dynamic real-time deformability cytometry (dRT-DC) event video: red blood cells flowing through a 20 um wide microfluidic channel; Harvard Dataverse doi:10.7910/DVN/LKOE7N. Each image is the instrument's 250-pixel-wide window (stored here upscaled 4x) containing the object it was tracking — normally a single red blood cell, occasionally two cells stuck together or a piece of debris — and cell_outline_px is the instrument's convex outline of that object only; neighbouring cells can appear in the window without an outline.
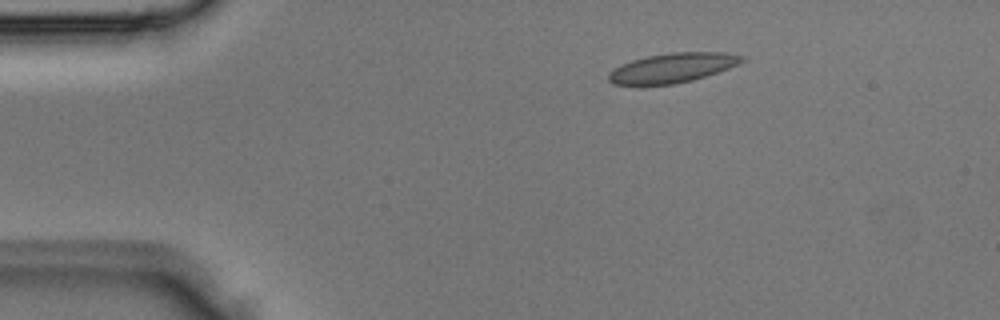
{"species": "Egyptian fruit bat (a non-hibernating species)", "species_latin": "Rousettus aegyptiacus", "temperature_condition": "room temperature", "stored_images_in_passage": 4, "camera_frame_rate_fps": 3000, "um_per_image_px": 0.085, "animal": {"sex": "male"}, "frame": {"image": 1, "passage_image": 2, "time_ms": 0.333, "image_size_px": [1000, 320], "cell_outline_px": [[748, 60], [740, 64], [692, 80], [676, 84], [612, 84], [608, 80], [608, 72], [620, 64], [632, 60], [648, 56], [672, 52], [728, 52], [748, 56]], "centroid_in_image_um": [57.22, 5.74], "position_along_channel_um": 27.8, "area_um2": 23.06}}